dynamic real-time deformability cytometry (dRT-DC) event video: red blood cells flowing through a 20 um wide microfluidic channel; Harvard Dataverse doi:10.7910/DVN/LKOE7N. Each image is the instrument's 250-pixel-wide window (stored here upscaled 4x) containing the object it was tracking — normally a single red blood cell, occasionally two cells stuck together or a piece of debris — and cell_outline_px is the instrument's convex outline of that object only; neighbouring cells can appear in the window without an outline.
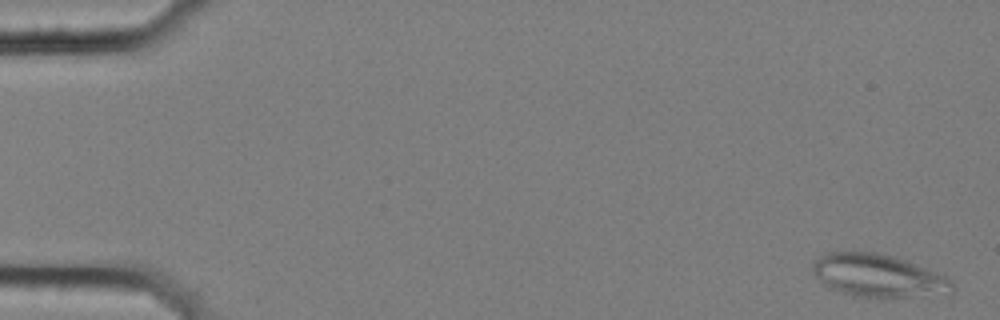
{"species": "common noctule bat (a hibernating species)", "species_latin": "Nyctalus noctula", "temperature_condition": "cold", "stored_images_in_passage": 5, "camera_frame_rate_fps": 3000, "um_per_image_px": 0.085, "animal": {"sex": "female", "body_mass_g": 25.1}, "frame": {"image": 1, "passage_image": 1, "time_ms": 0.0, "image_size_px": [1000, 320], "cell_outline_px": [[956, 288], [908, 296], [852, 296], [828, 288], [812, 272], [812, 260], [828, 252], [876, 252], [892, 256], [904, 260], [948, 276], [952, 280]], "centroid_in_image_um": [74.52, 23.39], "position_along_channel_um": 10.5, "area_um2": 33.87}}